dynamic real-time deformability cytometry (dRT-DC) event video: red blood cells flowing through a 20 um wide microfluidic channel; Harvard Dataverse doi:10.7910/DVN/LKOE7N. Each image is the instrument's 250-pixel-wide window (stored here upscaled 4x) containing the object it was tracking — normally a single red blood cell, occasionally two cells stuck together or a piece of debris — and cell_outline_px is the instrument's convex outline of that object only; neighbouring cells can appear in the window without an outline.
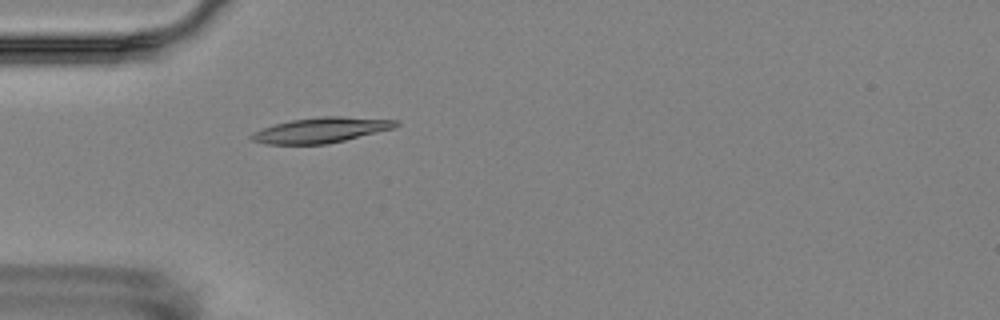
{"species": "Egyptian fruit bat (a non-hibernating species)", "species_latin": "Rousettus aegyptiacus", "temperature_condition": "room temperature", "stored_images_in_passage": 4, "camera_frame_rate_fps": 3000, "um_per_image_px": 0.085, "animal": {"sex": "female"}, "frame": {"image": 1, "passage_image": 4, "time_ms": 4.333, "image_size_px": [1000, 320], "cell_outline_px": [[400, 124], [396, 128], [328, 144], [268, 144], [252, 140], [248, 136], [252, 132], [260, 128], [292, 120], [320, 116], [340, 116], [400, 120]], "centroid_in_image_um": [27.32, 11.05], "position_along_channel_um": 57.7, "area_um2": 21.44}}